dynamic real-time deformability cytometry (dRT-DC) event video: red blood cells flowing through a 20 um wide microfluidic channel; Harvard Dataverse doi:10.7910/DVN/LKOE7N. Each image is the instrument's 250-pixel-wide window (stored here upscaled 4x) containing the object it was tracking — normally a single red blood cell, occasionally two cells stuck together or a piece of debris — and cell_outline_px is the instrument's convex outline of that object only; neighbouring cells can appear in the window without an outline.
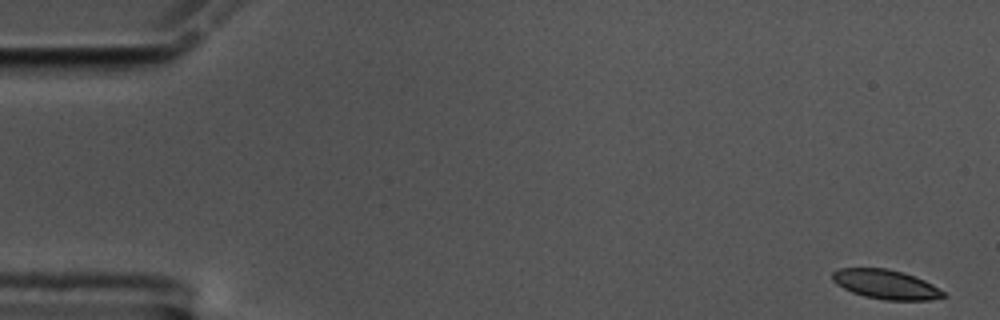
{"species": "common noctule bat (a hibernating species)", "species_latin": "Nyctalus noctula", "temperature_condition": "cold", "stored_images_in_passage": 58, "camera_frame_rate_fps": 3000, "um_per_image_px": 0.085, "animal": {"sex": "male", "body_mass_g": 17.5, "forearm_length_mm": 52.3}, "frame": {"image": 1, "passage_image": 1, "time_ms": 0.0, "image_size_px": [1000, 320], "cell_outline_px": [[948, 296], [928, 300], [884, 300], [864, 296], [852, 292], [836, 284], [832, 280], [832, 272], [840, 268], [888, 268], [904, 272], [924, 280], [932, 284], [944, 292]], "centroid_in_image_um": [75.29, 24.17], "position_along_channel_um": 9.7, "area_um2": 19.02}}
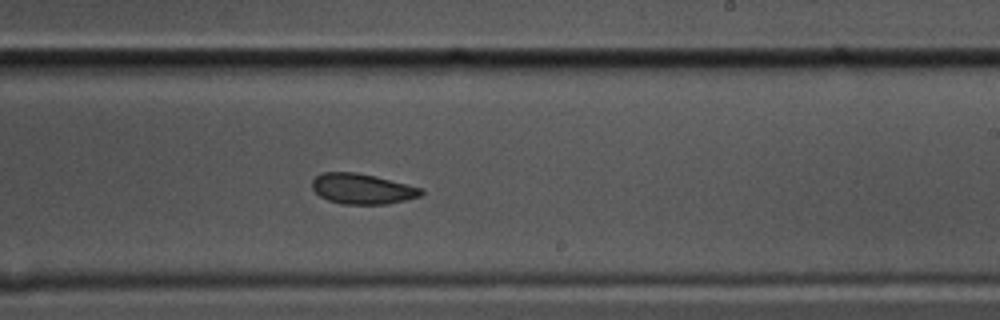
{"frame": {"image": 2, "passage_image": 34, "time_ms": 11.0, "image_size_px": [1000, 320], "cell_outline_px": [[424, 192], [420, 196], [404, 200], [384, 204], [340, 204], [328, 200], [320, 196], [312, 188], [312, 180], [316, 176], [324, 172], [356, 172], [424, 188]], "centroid_in_image_um": [30.78, 16.05], "position_along_channel_um": 258.2, "area_um2": 19.19}}
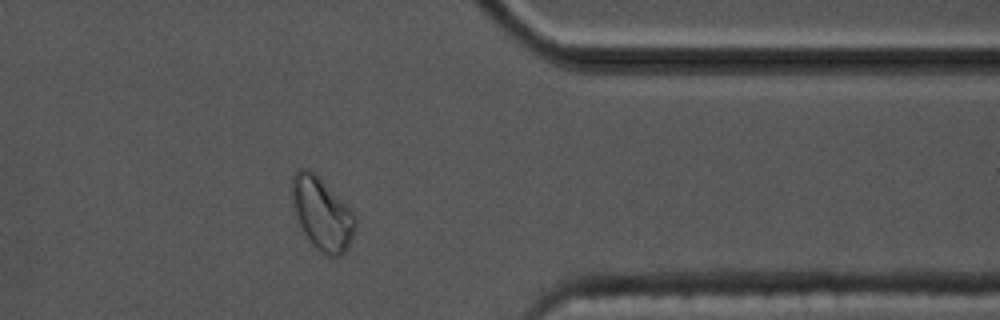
{"frame": {"image": 3, "passage_image": 46, "time_ms": 15.0, "image_size_px": [1000, 320], "cell_outline_px": [[356, 228], [348, 248], [340, 256], [328, 256], [316, 248], [312, 244], [304, 232], [300, 224], [296, 212], [292, 196], [292, 176], [300, 168], [308, 168], [356, 216]], "centroid_in_image_um": [27.38, 18.21], "position_along_channel_um": 384.0, "area_um2": 25.78}, "authors_computed_cell_mechanics": {"area_um2": 20.1144, "velocity_mm_per_s": 3.4675, "shape_relaxation_time_tau1_ms": null, "shape_relaxation_time_tau2_ms": 4.7802, "deformation_change_tau1": null, "deformation_change_tau2": 0.0939}}